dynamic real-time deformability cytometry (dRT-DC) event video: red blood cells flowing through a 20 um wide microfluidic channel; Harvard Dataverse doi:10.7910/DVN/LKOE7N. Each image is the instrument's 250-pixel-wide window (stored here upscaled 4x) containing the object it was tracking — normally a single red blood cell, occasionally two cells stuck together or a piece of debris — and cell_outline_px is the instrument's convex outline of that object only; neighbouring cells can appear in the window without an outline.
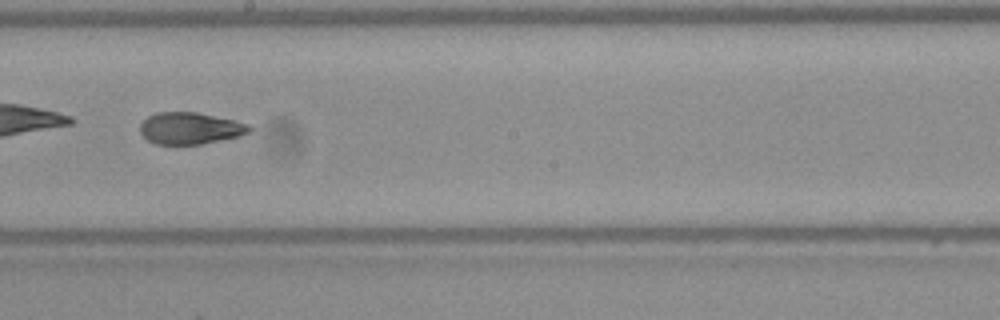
{"species": "Egyptian fruit bat (a non-hibernating species)", "species_latin": "Rousettus aegyptiacus", "temperature_condition": "warm", "stored_images_in_passage": 39, "camera_frame_rate_fps": 3000, "um_per_image_px": 0.085, "frame": {"image": 1, "passage_image": 17, "time_ms": 5.333, "image_size_px": [1000, 320], "cell_outline_px": [[252, 132], [240, 136], [200, 144], [156, 144], [148, 140], [140, 132], [140, 124], [148, 116], [156, 112], [196, 112], [232, 120], [248, 124], [252, 128]], "centroid_in_image_um": [16.16, 10.9], "position_along_channel_um": 232.0, "area_um2": 20.11}, "authors_computed_cell_mechanics": {"area_um2": 20.9814, "velocity_mm_per_s": 3.8833, "shape_relaxation_time_tau1_ms": null, "shape_relaxation_time_tau2_ms": 2.9256, "deformation_change_tau1": null, "deformation_change_tau2": 0.0919}}